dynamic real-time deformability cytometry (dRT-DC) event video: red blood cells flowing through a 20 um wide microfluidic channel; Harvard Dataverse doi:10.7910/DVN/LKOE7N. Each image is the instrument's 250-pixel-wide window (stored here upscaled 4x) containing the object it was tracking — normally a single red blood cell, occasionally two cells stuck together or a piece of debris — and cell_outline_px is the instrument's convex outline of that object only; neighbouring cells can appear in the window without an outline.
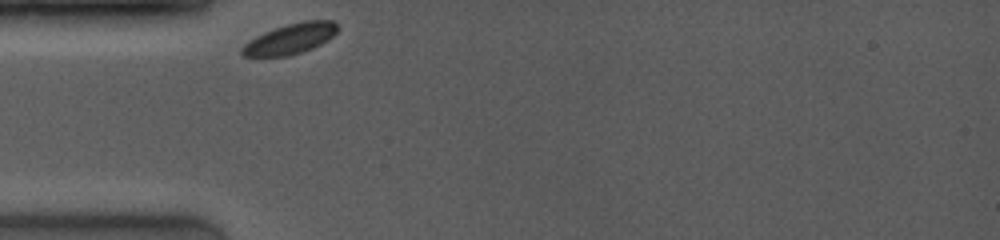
{"species": "common noctule bat (a hibernating species)", "species_latin": "Nyctalus noctula", "temperature_condition": "room temperature", "stored_images_in_passage": 28, "camera_frame_rate_fps": 4000, "um_per_image_px": 0.085, "animal": {"sex": "female", "body_mass_g": 19.0, "forearm_length_mm": 53.3}, "frame": {"image": 1, "passage_image": 1, "time_ms": 0.0, "image_size_px": [1000, 240], "cell_outline_px": [[336, 32], [328, 40], [312, 48], [288, 56], [240, 56], [240, 48], [248, 40], [264, 32], [288, 24], [304, 20], [332, 20], [336, 24]], "centroid_in_image_um": [24.63, 3.3], "position_along_channel_um": 60.4, "area_um2": 16.82}}
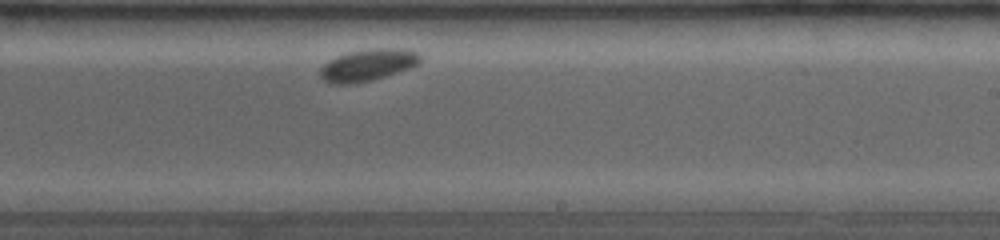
{"frame": {"image": 2, "passage_image": 16, "time_ms": 5.5, "image_size_px": [1000, 240], "cell_outline_px": [[420, 60], [416, 64], [408, 68], [372, 80], [352, 84], [328, 84], [320, 76], [320, 68], [328, 60], [336, 56], [348, 52], [376, 48], [404, 48], [420, 52]], "centroid_in_image_um": [31.23, 5.52], "position_along_channel_um": 257.8, "area_um2": 18.55}}
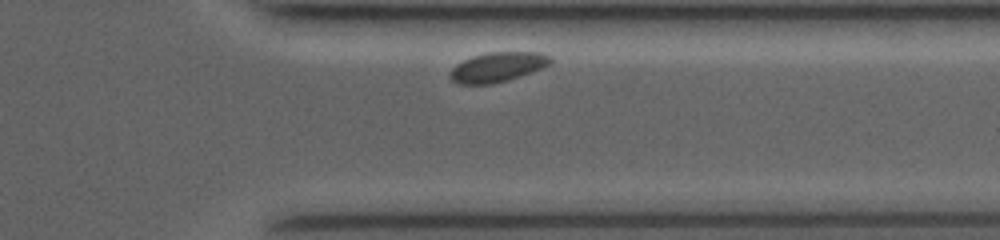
{"frame": {"image": 3, "passage_image": 26, "time_ms": 8.5, "image_size_px": [1000, 240], "cell_outline_px": [[552, 60], [544, 68], [508, 80], [492, 84], [456, 84], [448, 76], [452, 68], [456, 64], [472, 56], [488, 52], [540, 52], [548, 56]], "centroid_in_image_um": [42.26, 5.71], "position_along_channel_um": 369.1, "area_um2": 17.4}, "authors_computed_cell_mechanics": {"area_um2": 18.0047, "velocity_mm_per_s": 3.6661, "shape_relaxation_time_tau1_ms": null, "shape_relaxation_time_tau2_ms": 7.5406, "deformation_change_tau1": null, "deformation_change_tau2": 0.046}}